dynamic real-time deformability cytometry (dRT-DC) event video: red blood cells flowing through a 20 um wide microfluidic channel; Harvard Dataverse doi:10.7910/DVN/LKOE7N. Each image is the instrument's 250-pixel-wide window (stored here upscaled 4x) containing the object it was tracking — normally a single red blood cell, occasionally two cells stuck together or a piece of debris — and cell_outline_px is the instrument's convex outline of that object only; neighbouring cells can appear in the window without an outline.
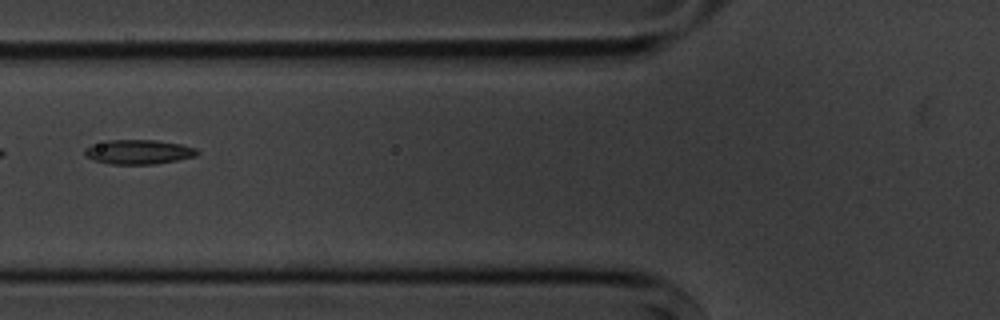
{"species": "common noctule bat (a hibernating species)", "species_latin": "Nyctalus noctula", "temperature_condition": "cold", "stored_images_in_passage": 4, "camera_frame_rate_fps": 3000, "um_per_image_px": 0.085, "animal": {"sex": "male", "body_mass_g": 20.1, "forearm_length_mm": 53.5}, "frame": {"image": 1, "passage_image": 4, "time_ms": 4.0, "image_size_px": [1000, 320], "cell_outline_px": [[200, 152], [196, 156], [156, 164], [112, 164], [92, 160], [84, 156], [84, 148], [108, 140], [156, 140], [180, 144], [196, 148]], "centroid_in_image_um": [11.77, 12.92], "position_along_channel_um": 114.0, "area_um2": 16.01}}